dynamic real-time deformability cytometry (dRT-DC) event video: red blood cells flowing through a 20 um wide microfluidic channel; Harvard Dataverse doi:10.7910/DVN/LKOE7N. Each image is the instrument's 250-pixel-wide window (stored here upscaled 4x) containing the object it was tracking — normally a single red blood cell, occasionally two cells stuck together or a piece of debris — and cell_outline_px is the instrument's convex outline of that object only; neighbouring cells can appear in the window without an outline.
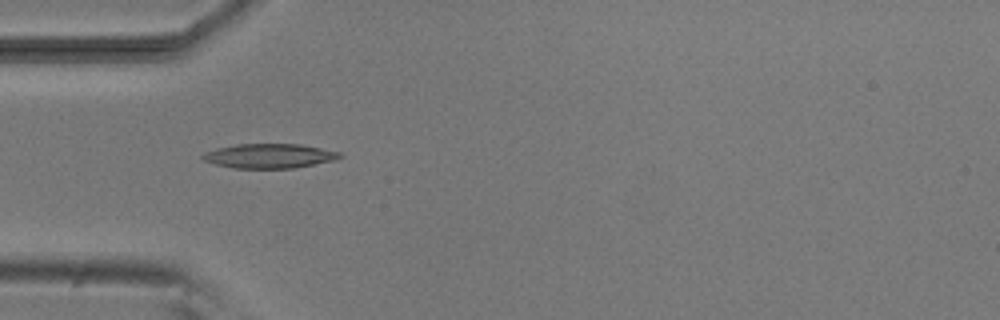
{"species": "common noctule bat (a hibernating species)", "species_latin": "Nyctalus noctula", "temperature_condition": "room temperature", "stored_images_in_passage": 6, "camera_frame_rate_fps": 3000, "um_per_image_px": 0.085, "animal": {"sex": "male", "body_mass_g": 20.5, "forearm_length_mm": 52.5}, "frame": {"image": 1, "passage_image": 5, "time_ms": 4.667, "image_size_px": [1000, 320], "cell_outline_px": [[344, 156], [336, 160], [292, 168], [232, 168], [216, 164], [204, 160], [200, 156], [204, 152], [216, 148], [236, 144], [300, 144], [340, 152]], "centroid_in_image_um": [22.89, 13.25], "position_along_channel_um": 62.1, "area_um2": 19.54}}
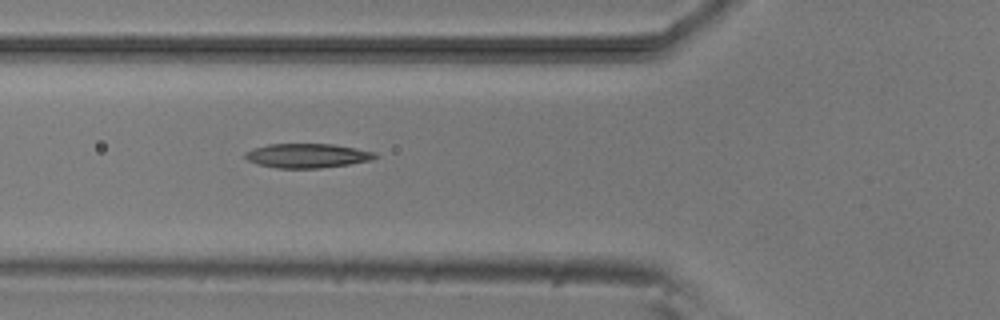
{"frame": {"image": 2, "passage_image": 6, "time_ms": 5.667, "image_size_px": [1000, 320], "cell_outline_px": [[376, 156], [372, 160], [348, 164], [320, 168], [276, 168], [256, 164], [248, 160], [244, 156], [244, 152], [252, 148], [268, 144], [332, 144], [356, 148], [376, 152]], "centroid_in_image_um": [26.07, 13.23], "position_along_channel_um": 99.7, "area_um2": 18.44}}